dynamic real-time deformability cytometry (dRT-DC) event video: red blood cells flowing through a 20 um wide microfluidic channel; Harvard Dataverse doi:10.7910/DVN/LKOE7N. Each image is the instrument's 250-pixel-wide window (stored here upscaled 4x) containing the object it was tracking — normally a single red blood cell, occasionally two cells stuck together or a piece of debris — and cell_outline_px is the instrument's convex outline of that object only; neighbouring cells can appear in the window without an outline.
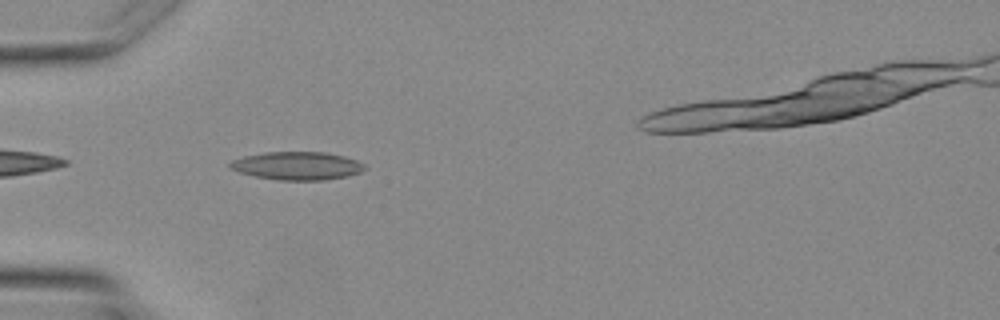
{"species": "Egyptian fruit bat (a non-hibernating species)", "species_latin": "Rousettus aegyptiacus", "temperature_condition": "warm", "stored_images_in_passage": 2, "camera_frame_rate_fps": 3000, "um_per_image_px": 0.085, "animal": {"sex": "female"}, "frame": {"image": 1, "passage_image": 1, "time_ms": 0.0, "image_size_px": [1000, 320], "cell_outline_px": [[368, 168], [360, 172], [348, 176], [324, 180], [280, 180], [256, 176], [240, 172], [228, 168], [228, 164], [232, 160], [244, 156], [268, 152], [324, 152], [344, 156], [356, 160], [364, 164]], "centroid_in_image_um": [25.27, 14.09], "position_along_channel_um": 59.7, "area_um2": 22.02}}
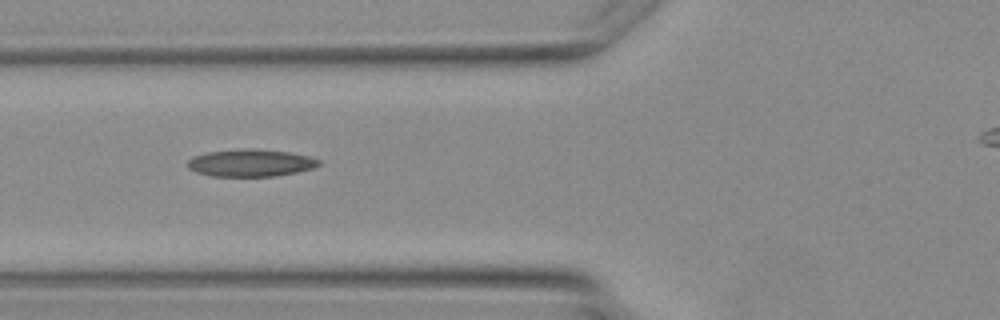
{"frame": {"image": 2, "passage_image": 2, "time_ms": 1.0, "image_size_px": [1000, 320], "cell_outline_px": [[320, 164], [312, 168], [296, 172], [276, 176], [212, 176], [196, 172], [188, 168], [188, 160], [192, 156], [208, 152], [244, 148], [288, 152], [308, 156], [320, 160]], "centroid_in_image_um": [21.27, 13.85], "position_along_channel_um": 104.5, "area_um2": 20.69}}